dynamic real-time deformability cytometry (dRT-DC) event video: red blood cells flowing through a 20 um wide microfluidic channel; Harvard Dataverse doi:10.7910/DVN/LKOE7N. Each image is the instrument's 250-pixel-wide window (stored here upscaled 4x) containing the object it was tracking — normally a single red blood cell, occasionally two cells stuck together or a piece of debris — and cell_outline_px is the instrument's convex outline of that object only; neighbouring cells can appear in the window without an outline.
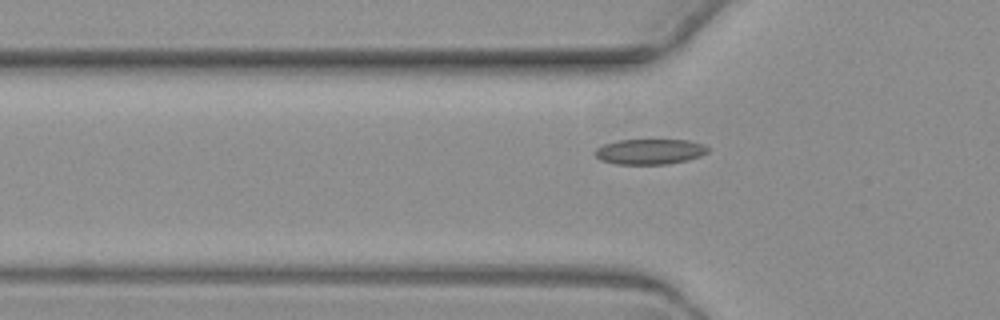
{"species": "common noctule bat (a hibernating species)", "species_latin": "Nyctalus noctula", "temperature_condition": "warm", "stored_images_in_passage": 6, "camera_frame_rate_fps": 3000, "um_per_image_px": 0.085, "animal": {"sex": "female", "body_mass_g": 19.3, "forearm_length_mm": 54.1}, "frame": {"image": 1, "passage_image": 6, "time_ms": 7.333, "image_size_px": [1000, 320], "cell_outline_px": [[708, 152], [700, 156], [688, 160], [668, 164], [616, 164], [600, 160], [592, 152], [596, 148], [604, 144], [616, 140], [688, 140], [704, 144], [708, 148]], "centroid_in_image_um": [55.21, 12.89], "position_along_channel_um": 70.6, "area_um2": 16.82}}